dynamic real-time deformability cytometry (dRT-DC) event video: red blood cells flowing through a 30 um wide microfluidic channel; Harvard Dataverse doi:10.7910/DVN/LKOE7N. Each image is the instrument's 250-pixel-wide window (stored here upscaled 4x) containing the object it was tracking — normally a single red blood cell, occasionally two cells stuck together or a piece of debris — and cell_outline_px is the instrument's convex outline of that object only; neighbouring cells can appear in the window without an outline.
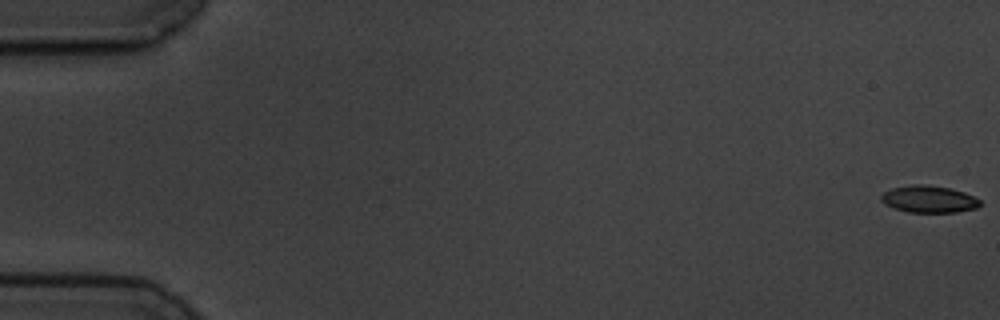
{"species": "common noctule bat (a hibernating species)", "species_latin": "Nyctalus noctula", "temperature_condition": "cold", "stored_images_in_passage": 6, "camera_frame_rate_fps": 3000, "um_per_image_px": 0.085, "animal": {"sex": "male", "body_mass_g": 19.5, "forearm_length_mm": 54.6}, "frame": {"image": 1, "passage_image": 1, "time_ms": 0.0, "image_size_px": [1000, 320], "cell_outline_px": [[980, 204], [976, 208], [956, 212], [908, 212], [892, 208], [884, 204], [880, 200], [880, 196], [884, 192], [892, 188], [912, 184], [924, 184], [948, 188], [964, 192], [980, 200]], "centroid_in_image_um": [78.9, 16.93], "position_along_channel_um": 6.1, "area_um2": 15.55}}
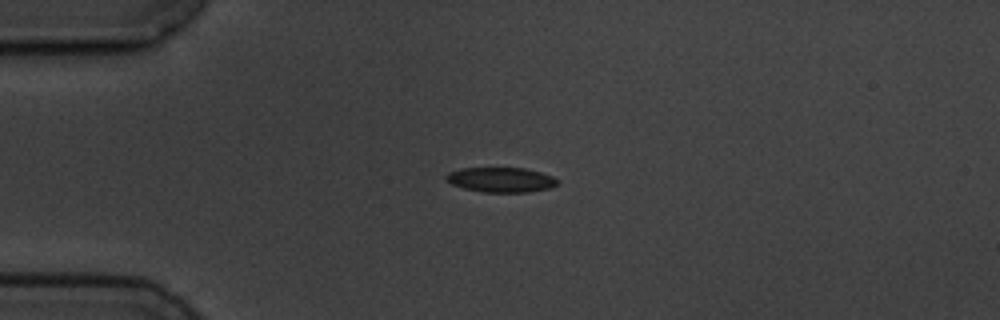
{"frame": {"image": 2, "passage_image": 5, "time_ms": 4.667, "image_size_px": [1000, 320], "cell_outline_px": [[560, 180], [552, 188], [528, 192], [484, 192], [464, 188], [452, 184], [444, 180], [444, 176], [448, 172], [460, 168], [524, 168], [540, 172], [552, 176]], "centroid_in_image_um": [42.57, 15.28], "position_along_channel_um": 42.4, "area_um2": 16.24}}